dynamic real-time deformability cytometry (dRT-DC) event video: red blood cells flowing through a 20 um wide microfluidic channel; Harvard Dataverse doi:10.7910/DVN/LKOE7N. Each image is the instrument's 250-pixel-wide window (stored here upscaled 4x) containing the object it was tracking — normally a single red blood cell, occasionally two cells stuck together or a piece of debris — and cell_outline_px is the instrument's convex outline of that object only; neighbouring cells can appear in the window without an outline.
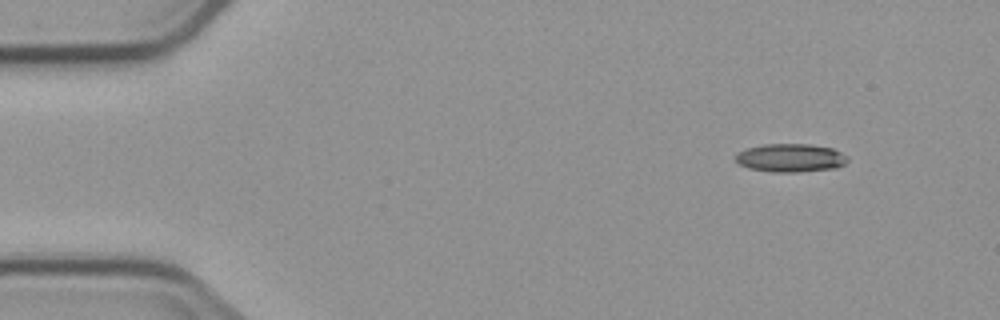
{"species": "common noctule bat (a hibernating species)", "species_latin": "Nyctalus noctula", "temperature_condition": "cold", "stored_images_in_passage": 5, "camera_frame_rate_fps": 3000, "um_per_image_px": 0.085, "animal": {"sex": "male", "body_mass_g": 23.1, "forearm_length_mm": 52.7}, "frame": {"image": 1, "passage_image": 1, "time_ms": 0.0, "image_size_px": [1000, 320], "cell_outline_px": [[848, 160], [844, 164], [836, 168], [800, 172], [772, 172], [748, 168], [740, 164], [736, 160], [736, 152], [748, 148], [764, 144], [808, 144], [832, 148], [848, 156]], "centroid_in_image_um": [67.2, 13.42], "position_along_channel_um": 17.8, "area_um2": 18.5}}
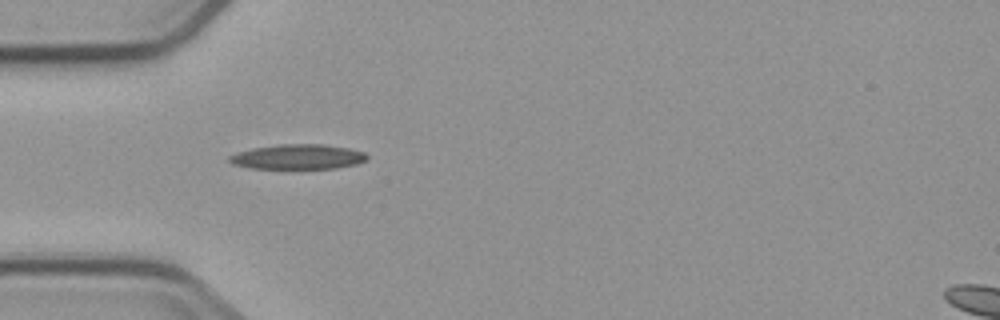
{"frame": {"image": 2, "passage_image": 4, "time_ms": 3.667, "image_size_px": [1000, 320], "cell_outline_px": [[368, 160], [356, 164], [336, 168], [248, 168], [232, 164], [228, 160], [228, 156], [236, 152], [252, 148], [280, 144], [324, 144], [348, 148], [364, 152], [368, 156]], "centroid_in_image_um": [25.3, 13.32], "position_along_channel_um": 59.7, "area_um2": 20.06}}
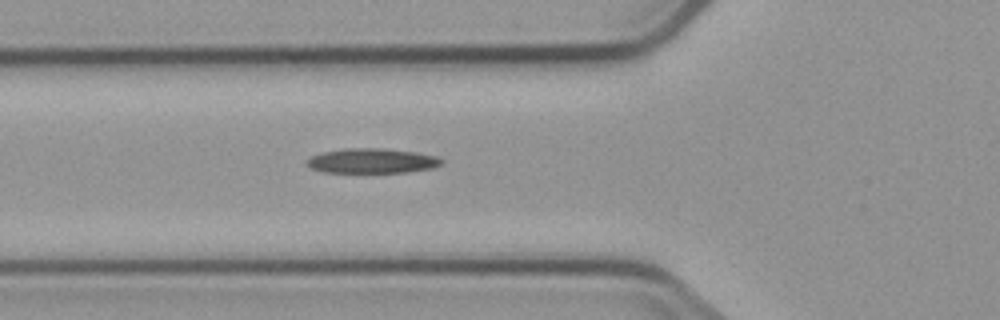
{"frame": {"image": 3, "passage_image": 5, "time_ms": 4.667, "image_size_px": [1000, 320], "cell_outline_px": [[444, 160], [440, 164], [432, 168], [408, 172], [324, 172], [312, 168], [308, 164], [308, 160], [312, 156], [324, 152], [344, 148], [384, 148], [412, 152], [436, 156]], "centroid_in_image_um": [31.64, 13.67], "position_along_channel_um": 94.2, "area_um2": 19.13}}